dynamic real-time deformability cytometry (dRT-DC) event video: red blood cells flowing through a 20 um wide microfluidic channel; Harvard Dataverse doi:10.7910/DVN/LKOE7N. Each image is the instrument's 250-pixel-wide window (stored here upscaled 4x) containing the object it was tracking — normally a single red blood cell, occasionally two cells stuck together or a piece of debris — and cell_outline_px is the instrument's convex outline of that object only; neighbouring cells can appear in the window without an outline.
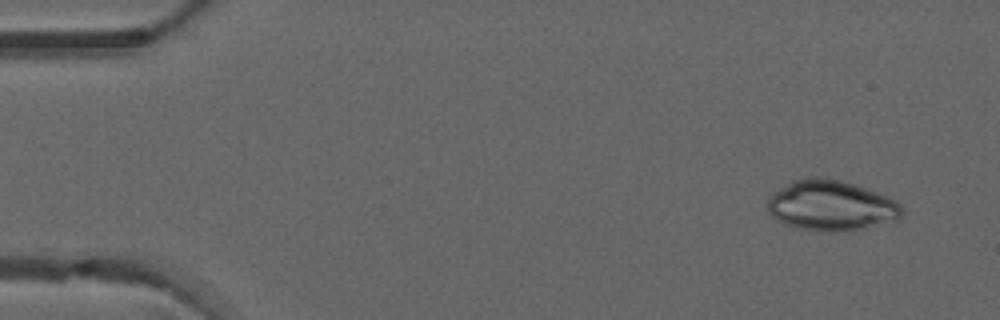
{"species": "common noctule bat (a hibernating species)", "species_latin": "Nyctalus noctula", "temperature_condition": "warm", "stored_images_in_passage": 5, "camera_frame_rate_fps": 3000, "um_per_image_px": 0.085, "animal": {"sex": "male", "forearm_length_mm": 52.5}, "frame": {"image": 1, "passage_image": 1, "time_ms": 0.0, "image_size_px": [1000, 320], "cell_outline_px": [[904, 212], [896, 220], [864, 228], [800, 228], [784, 224], [776, 220], [768, 212], [768, 196], [772, 192], [792, 180], [812, 176], [816, 176], [840, 180], [876, 192], [896, 200], [900, 204]], "centroid_in_image_um": [70.6, 17.41], "position_along_channel_um": 14.4, "area_um2": 38.44}}